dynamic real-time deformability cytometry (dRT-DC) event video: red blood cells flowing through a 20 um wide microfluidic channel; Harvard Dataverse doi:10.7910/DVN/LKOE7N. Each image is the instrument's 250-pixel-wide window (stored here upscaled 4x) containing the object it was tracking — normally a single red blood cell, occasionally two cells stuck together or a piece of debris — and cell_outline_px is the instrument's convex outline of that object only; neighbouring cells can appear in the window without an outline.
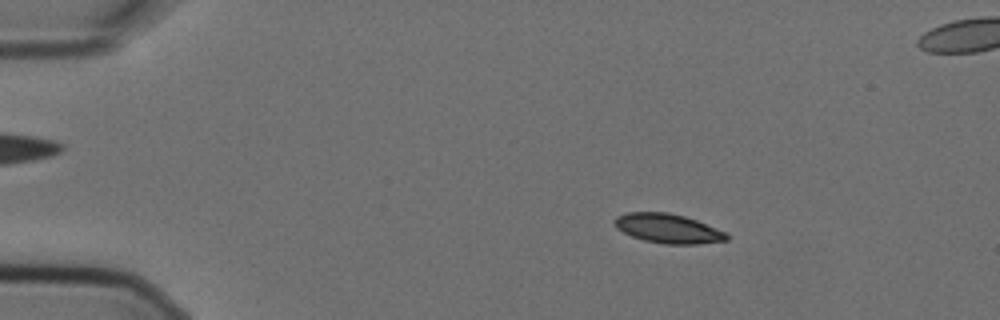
{"species": "Egyptian fruit bat (a non-hibernating species)", "species_latin": "Rousettus aegyptiacus", "temperature_condition": "cold", "stored_images_in_passage": 5, "segment_of_instrument_passage": [1, 2], "camera_frame_rate_fps": 3000, "um_per_image_px": 0.085, "animal": {"sex": "female"}, "frame": {"image": 1, "passage_image": 3, "time_ms": 0.667, "image_size_px": [1000, 320], "cell_outline_px": [[728, 240], [696, 244], [664, 244], [644, 240], [632, 236], [616, 228], [612, 224], [612, 220], [616, 216], [624, 212], [668, 212], [684, 216], [696, 220], [728, 232]], "centroid_in_image_um": [56.75, 19.41], "position_along_channel_um": 28.2, "area_um2": 19.36}}